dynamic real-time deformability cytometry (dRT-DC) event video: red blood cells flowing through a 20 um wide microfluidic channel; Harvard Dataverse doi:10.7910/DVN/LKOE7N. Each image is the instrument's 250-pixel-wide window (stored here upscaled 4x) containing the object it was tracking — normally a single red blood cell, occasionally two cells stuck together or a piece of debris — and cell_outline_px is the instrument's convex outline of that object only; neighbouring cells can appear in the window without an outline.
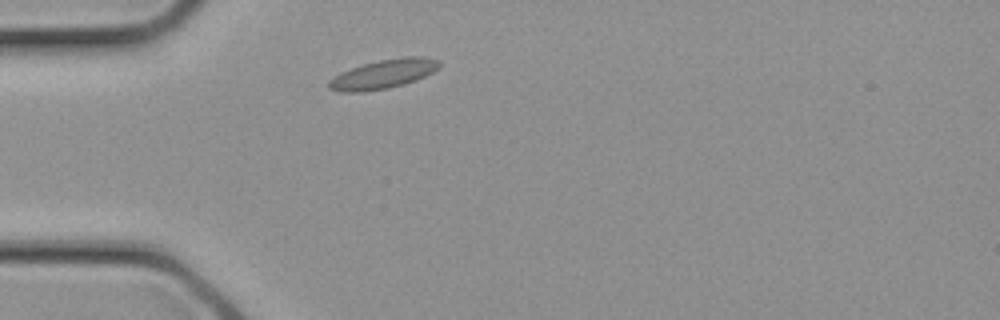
{"species": "common noctule bat (a hibernating species)", "species_latin": "Nyctalus noctula", "temperature_condition": "cold", "stored_images_in_passage": 7, "camera_frame_rate_fps": 3000, "um_per_image_px": 0.085, "animal": {"sex": "female", "body_mass_g": 21.9}, "frame": {"image": 1, "passage_image": 1, "time_ms": 0.0, "image_size_px": [1000, 320], "cell_outline_px": [[440, 68], [416, 80], [404, 84], [388, 88], [364, 92], [340, 92], [328, 88], [328, 80], [340, 72], [364, 64], [380, 60], [404, 56], [424, 56], [440, 60]], "centroid_in_image_um": [32.59, 6.29], "position_along_channel_um": 52.4, "area_um2": 18.84}}
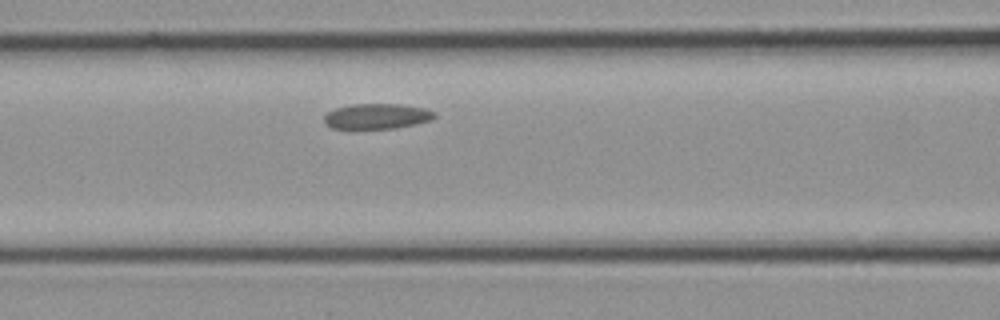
{"frame": {"image": 2, "passage_image": 5, "time_ms": 1.333, "image_size_px": [1000, 320], "cell_outline_px": [[436, 116], [432, 120], [416, 124], [396, 128], [332, 128], [324, 124], [324, 116], [328, 112], [336, 108], [352, 104], [400, 104], [424, 108], [436, 112]], "centroid_in_image_um": [32.06, 9.88], "position_along_channel_um": 134.5, "area_um2": 16.3}}
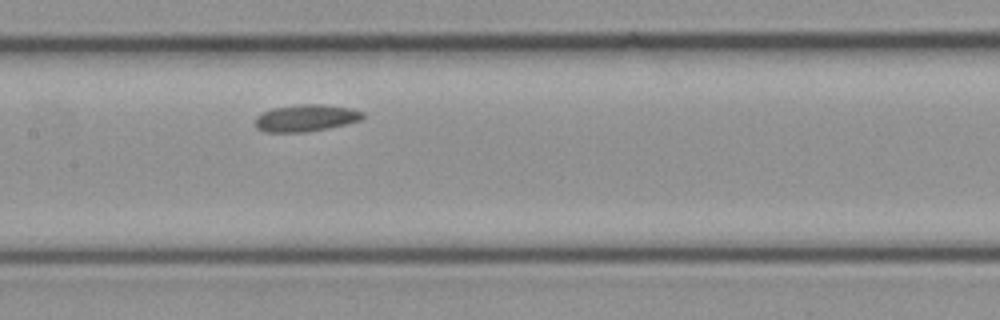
{"frame": {"image": 3, "passage_image": 7, "time_ms": 2.0, "image_size_px": [1000, 320], "cell_outline_px": [[364, 116], [360, 120], [344, 124], [304, 132], [264, 132], [256, 128], [256, 116], [272, 108], [300, 104], [324, 104], [352, 108], [364, 112]], "centroid_in_image_um": [25.99, 10.02], "position_along_channel_um": 181.4, "area_um2": 16.76}}